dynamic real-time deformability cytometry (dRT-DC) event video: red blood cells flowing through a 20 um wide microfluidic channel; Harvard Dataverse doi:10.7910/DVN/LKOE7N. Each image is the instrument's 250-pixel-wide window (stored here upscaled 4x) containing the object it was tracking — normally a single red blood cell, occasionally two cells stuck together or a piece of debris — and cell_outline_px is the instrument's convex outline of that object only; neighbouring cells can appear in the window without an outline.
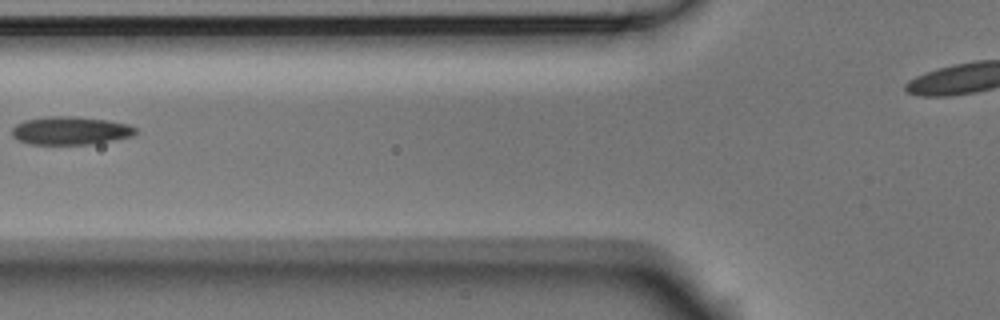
{"species": "Egyptian fruit bat (a non-hibernating species)", "species_latin": "Rousettus aegyptiacus", "temperature_condition": "room temperature", "stored_images_in_passage": 7, "camera_frame_rate_fps": 3000, "um_per_image_px": 0.085, "animal": {"sex": "male"}, "frame": {"image": 1, "passage_image": 6, "time_ms": 1.667, "image_size_px": [1000, 320], "cell_outline_px": [[136, 132], [132, 136], [88, 144], [28, 144], [12, 136], [12, 128], [16, 124], [24, 120], [48, 116], [72, 116], [108, 120], [128, 124], [136, 128]], "centroid_in_image_um": [5.95, 11.09], "position_along_channel_um": 119.8, "area_um2": 20.11}}
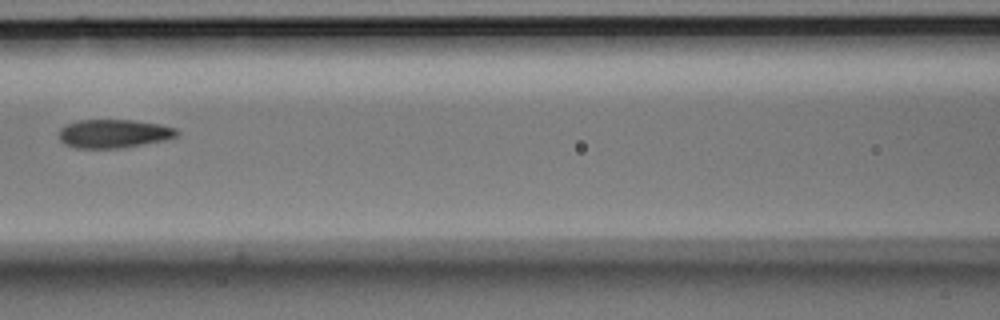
{"frame": {"image": 2, "passage_image": 7, "time_ms": 2.0, "image_size_px": [1000, 320], "cell_outline_px": [[176, 136], [164, 140], [120, 148], [76, 148], [64, 144], [60, 140], [60, 128], [68, 124], [80, 120], [132, 120], [160, 124], [176, 128]], "centroid_in_image_um": [9.64, 11.36], "position_along_channel_um": 157.0, "area_um2": 19.36}}